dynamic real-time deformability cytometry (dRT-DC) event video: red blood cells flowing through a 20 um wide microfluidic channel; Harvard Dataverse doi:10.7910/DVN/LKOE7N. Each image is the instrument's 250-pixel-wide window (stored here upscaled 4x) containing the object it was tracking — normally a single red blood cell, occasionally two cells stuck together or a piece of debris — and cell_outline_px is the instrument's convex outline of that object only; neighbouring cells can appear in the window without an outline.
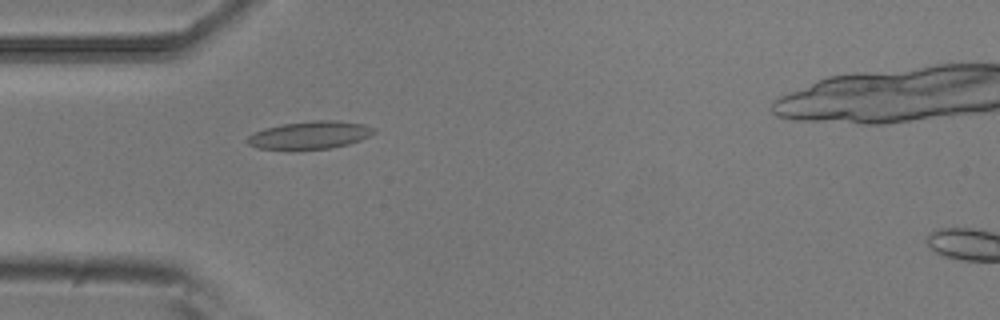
{"species": "common noctule bat (a hibernating species)", "species_latin": "Nyctalus noctula", "temperature_condition": "room temperature", "stored_images_in_passage": 3, "camera_frame_rate_fps": 3000, "um_per_image_px": 0.085, "animal": {"sex": "male", "body_mass_g": 20.5, "forearm_length_mm": 52.5}, "frame": {"image": 1, "passage_image": 2, "time_ms": 0.333, "image_size_px": [1000, 320], "cell_outline_px": [[376, 132], [360, 140], [348, 144], [332, 148], [260, 148], [248, 144], [244, 140], [248, 136], [264, 128], [280, 124], [312, 120], [336, 120], [364, 124], [376, 128]], "centroid_in_image_um": [26.37, 11.45], "position_along_channel_um": 58.6, "area_um2": 20.23}}